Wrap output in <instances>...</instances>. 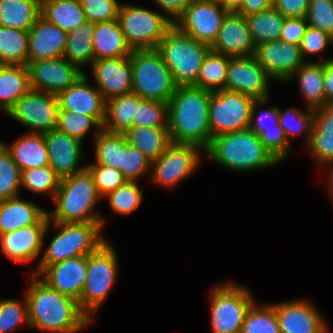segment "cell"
Returning a JSON list of instances; mask_svg holds the SVG:
<instances>
[{
  "instance_id": "cell-1",
  "label": "cell",
  "mask_w": 333,
  "mask_h": 333,
  "mask_svg": "<svg viewBox=\"0 0 333 333\" xmlns=\"http://www.w3.org/2000/svg\"><path fill=\"white\" fill-rule=\"evenodd\" d=\"M26 295L30 327L50 333H77L92 323L74 298L33 275Z\"/></svg>"
},
{
  "instance_id": "cell-2",
  "label": "cell",
  "mask_w": 333,
  "mask_h": 333,
  "mask_svg": "<svg viewBox=\"0 0 333 333\" xmlns=\"http://www.w3.org/2000/svg\"><path fill=\"white\" fill-rule=\"evenodd\" d=\"M212 91L193 85L177 86L168 103L171 143L195 144L204 150L212 136L209 102Z\"/></svg>"
},
{
  "instance_id": "cell-3",
  "label": "cell",
  "mask_w": 333,
  "mask_h": 333,
  "mask_svg": "<svg viewBox=\"0 0 333 333\" xmlns=\"http://www.w3.org/2000/svg\"><path fill=\"white\" fill-rule=\"evenodd\" d=\"M204 155L232 171L244 172L275 166L259 135L249 128L212 137Z\"/></svg>"
},
{
  "instance_id": "cell-4",
  "label": "cell",
  "mask_w": 333,
  "mask_h": 333,
  "mask_svg": "<svg viewBox=\"0 0 333 333\" xmlns=\"http://www.w3.org/2000/svg\"><path fill=\"white\" fill-rule=\"evenodd\" d=\"M100 198L87 168L62 178L53 198L55 210L47 212L49 222H101L103 227L105 219L94 210Z\"/></svg>"
},
{
  "instance_id": "cell-5",
  "label": "cell",
  "mask_w": 333,
  "mask_h": 333,
  "mask_svg": "<svg viewBox=\"0 0 333 333\" xmlns=\"http://www.w3.org/2000/svg\"><path fill=\"white\" fill-rule=\"evenodd\" d=\"M60 232L49 242L36 270L38 276L46 267L65 259L88 255L96 251L107 239L101 234V222H50Z\"/></svg>"
},
{
  "instance_id": "cell-6",
  "label": "cell",
  "mask_w": 333,
  "mask_h": 333,
  "mask_svg": "<svg viewBox=\"0 0 333 333\" xmlns=\"http://www.w3.org/2000/svg\"><path fill=\"white\" fill-rule=\"evenodd\" d=\"M156 50L171 71L177 86L194 85L203 60L211 50L206 43L182 33L175 25L166 33Z\"/></svg>"
},
{
  "instance_id": "cell-7",
  "label": "cell",
  "mask_w": 333,
  "mask_h": 333,
  "mask_svg": "<svg viewBox=\"0 0 333 333\" xmlns=\"http://www.w3.org/2000/svg\"><path fill=\"white\" fill-rule=\"evenodd\" d=\"M132 92L144 100L168 102L175 92L171 71L156 49L133 50Z\"/></svg>"
},
{
  "instance_id": "cell-8",
  "label": "cell",
  "mask_w": 333,
  "mask_h": 333,
  "mask_svg": "<svg viewBox=\"0 0 333 333\" xmlns=\"http://www.w3.org/2000/svg\"><path fill=\"white\" fill-rule=\"evenodd\" d=\"M118 270L117 253L108 241L87 255L88 273L79 305L90 319L108 297Z\"/></svg>"
},
{
  "instance_id": "cell-9",
  "label": "cell",
  "mask_w": 333,
  "mask_h": 333,
  "mask_svg": "<svg viewBox=\"0 0 333 333\" xmlns=\"http://www.w3.org/2000/svg\"><path fill=\"white\" fill-rule=\"evenodd\" d=\"M117 20L132 50L156 49L174 26L165 14L124 3Z\"/></svg>"
},
{
  "instance_id": "cell-10",
  "label": "cell",
  "mask_w": 333,
  "mask_h": 333,
  "mask_svg": "<svg viewBox=\"0 0 333 333\" xmlns=\"http://www.w3.org/2000/svg\"><path fill=\"white\" fill-rule=\"evenodd\" d=\"M255 302L244 286L233 282L218 285L210 293L212 333H241L245 315Z\"/></svg>"
},
{
  "instance_id": "cell-11",
  "label": "cell",
  "mask_w": 333,
  "mask_h": 333,
  "mask_svg": "<svg viewBox=\"0 0 333 333\" xmlns=\"http://www.w3.org/2000/svg\"><path fill=\"white\" fill-rule=\"evenodd\" d=\"M254 101L251 96L226 89L212 92L209 102L211 136L248 129Z\"/></svg>"
},
{
  "instance_id": "cell-12",
  "label": "cell",
  "mask_w": 333,
  "mask_h": 333,
  "mask_svg": "<svg viewBox=\"0 0 333 333\" xmlns=\"http://www.w3.org/2000/svg\"><path fill=\"white\" fill-rule=\"evenodd\" d=\"M58 112L57 95L30 89L6 114L28 127L30 133L43 134L57 129Z\"/></svg>"
},
{
  "instance_id": "cell-13",
  "label": "cell",
  "mask_w": 333,
  "mask_h": 333,
  "mask_svg": "<svg viewBox=\"0 0 333 333\" xmlns=\"http://www.w3.org/2000/svg\"><path fill=\"white\" fill-rule=\"evenodd\" d=\"M202 152L205 150L195 144L171 143L158 159L151 162L152 181L174 187L196 170Z\"/></svg>"
},
{
  "instance_id": "cell-14",
  "label": "cell",
  "mask_w": 333,
  "mask_h": 333,
  "mask_svg": "<svg viewBox=\"0 0 333 333\" xmlns=\"http://www.w3.org/2000/svg\"><path fill=\"white\" fill-rule=\"evenodd\" d=\"M228 12V9L214 0H191L174 25L182 33L210 46Z\"/></svg>"
},
{
  "instance_id": "cell-15",
  "label": "cell",
  "mask_w": 333,
  "mask_h": 333,
  "mask_svg": "<svg viewBox=\"0 0 333 333\" xmlns=\"http://www.w3.org/2000/svg\"><path fill=\"white\" fill-rule=\"evenodd\" d=\"M26 66L31 89L53 95L70 87L85 73L65 57L30 61Z\"/></svg>"
},
{
  "instance_id": "cell-16",
  "label": "cell",
  "mask_w": 333,
  "mask_h": 333,
  "mask_svg": "<svg viewBox=\"0 0 333 333\" xmlns=\"http://www.w3.org/2000/svg\"><path fill=\"white\" fill-rule=\"evenodd\" d=\"M271 80L254 55L230 57L226 90L243 93L255 100L266 99L269 98L268 90Z\"/></svg>"
},
{
  "instance_id": "cell-17",
  "label": "cell",
  "mask_w": 333,
  "mask_h": 333,
  "mask_svg": "<svg viewBox=\"0 0 333 333\" xmlns=\"http://www.w3.org/2000/svg\"><path fill=\"white\" fill-rule=\"evenodd\" d=\"M254 56L271 79L286 83L306 61L299 45L281 40L256 45Z\"/></svg>"
},
{
  "instance_id": "cell-18",
  "label": "cell",
  "mask_w": 333,
  "mask_h": 333,
  "mask_svg": "<svg viewBox=\"0 0 333 333\" xmlns=\"http://www.w3.org/2000/svg\"><path fill=\"white\" fill-rule=\"evenodd\" d=\"M51 223L46 213L36 224L0 235L2 252L14 263H30L40 253Z\"/></svg>"
},
{
  "instance_id": "cell-19",
  "label": "cell",
  "mask_w": 333,
  "mask_h": 333,
  "mask_svg": "<svg viewBox=\"0 0 333 333\" xmlns=\"http://www.w3.org/2000/svg\"><path fill=\"white\" fill-rule=\"evenodd\" d=\"M281 333H328V326L315 306L307 300L272 304Z\"/></svg>"
},
{
  "instance_id": "cell-20",
  "label": "cell",
  "mask_w": 333,
  "mask_h": 333,
  "mask_svg": "<svg viewBox=\"0 0 333 333\" xmlns=\"http://www.w3.org/2000/svg\"><path fill=\"white\" fill-rule=\"evenodd\" d=\"M47 145L49 166L62 179L78 173L86 168L80 166L79 161L84 160L83 142L66 133L54 129L43 133Z\"/></svg>"
},
{
  "instance_id": "cell-21",
  "label": "cell",
  "mask_w": 333,
  "mask_h": 333,
  "mask_svg": "<svg viewBox=\"0 0 333 333\" xmlns=\"http://www.w3.org/2000/svg\"><path fill=\"white\" fill-rule=\"evenodd\" d=\"M87 273V255H84L54 263L46 267L38 276L50 288L79 302Z\"/></svg>"
},
{
  "instance_id": "cell-22",
  "label": "cell",
  "mask_w": 333,
  "mask_h": 333,
  "mask_svg": "<svg viewBox=\"0 0 333 333\" xmlns=\"http://www.w3.org/2000/svg\"><path fill=\"white\" fill-rule=\"evenodd\" d=\"M255 47L246 17L236 11L227 13L215 41L210 45L212 51L229 57L252 56Z\"/></svg>"
},
{
  "instance_id": "cell-23",
  "label": "cell",
  "mask_w": 333,
  "mask_h": 333,
  "mask_svg": "<svg viewBox=\"0 0 333 333\" xmlns=\"http://www.w3.org/2000/svg\"><path fill=\"white\" fill-rule=\"evenodd\" d=\"M86 73L70 87L57 95L59 110H69L92 116L103 126L106 116V100L97 89L89 85Z\"/></svg>"
},
{
  "instance_id": "cell-24",
  "label": "cell",
  "mask_w": 333,
  "mask_h": 333,
  "mask_svg": "<svg viewBox=\"0 0 333 333\" xmlns=\"http://www.w3.org/2000/svg\"><path fill=\"white\" fill-rule=\"evenodd\" d=\"M97 89L105 100L132 92L130 56L99 59L91 65Z\"/></svg>"
},
{
  "instance_id": "cell-25",
  "label": "cell",
  "mask_w": 333,
  "mask_h": 333,
  "mask_svg": "<svg viewBox=\"0 0 333 333\" xmlns=\"http://www.w3.org/2000/svg\"><path fill=\"white\" fill-rule=\"evenodd\" d=\"M67 35L40 16L29 30L28 62L63 57Z\"/></svg>"
},
{
  "instance_id": "cell-26",
  "label": "cell",
  "mask_w": 333,
  "mask_h": 333,
  "mask_svg": "<svg viewBox=\"0 0 333 333\" xmlns=\"http://www.w3.org/2000/svg\"><path fill=\"white\" fill-rule=\"evenodd\" d=\"M306 147L316 165L333 168V104L314 109L313 126Z\"/></svg>"
},
{
  "instance_id": "cell-27",
  "label": "cell",
  "mask_w": 333,
  "mask_h": 333,
  "mask_svg": "<svg viewBox=\"0 0 333 333\" xmlns=\"http://www.w3.org/2000/svg\"><path fill=\"white\" fill-rule=\"evenodd\" d=\"M93 26L92 40L95 61L130 56L133 50L127 43L117 19L93 23Z\"/></svg>"
},
{
  "instance_id": "cell-28",
  "label": "cell",
  "mask_w": 333,
  "mask_h": 333,
  "mask_svg": "<svg viewBox=\"0 0 333 333\" xmlns=\"http://www.w3.org/2000/svg\"><path fill=\"white\" fill-rule=\"evenodd\" d=\"M47 211L18 196L0 201V235L36 224Z\"/></svg>"
},
{
  "instance_id": "cell-29",
  "label": "cell",
  "mask_w": 333,
  "mask_h": 333,
  "mask_svg": "<svg viewBox=\"0 0 333 333\" xmlns=\"http://www.w3.org/2000/svg\"><path fill=\"white\" fill-rule=\"evenodd\" d=\"M11 153L20 171L49 165L47 145L42 133H26L11 146L0 141Z\"/></svg>"
},
{
  "instance_id": "cell-30",
  "label": "cell",
  "mask_w": 333,
  "mask_h": 333,
  "mask_svg": "<svg viewBox=\"0 0 333 333\" xmlns=\"http://www.w3.org/2000/svg\"><path fill=\"white\" fill-rule=\"evenodd\" d=\"M40 15L67 33L87 22L80 0H41Z\"/></svg>"
},
{
  "instance_id": "cell-31",
  "label": "cell",
  "mask_w": 333,
  "mask_h": 333,
  "mask_svg": "<svg viewBox=\"0 0 333 333\" xmlns=\"http://www.w3.org/2000/svg\"><path fill=\"white\" fill-rule=\"evenodd\" d=\"M123 134L128 144L139 149L151 162L171 144L168 127L132 126Z\"/></svg>"
},
{
  "instance_id": "cell-32",
  "label": "cell",
  "mask_w": 333,
  "mask_h": 333,
  "mask_svg": "<svg viewBox=\"0 0 333 333\" xmlns=\"http://www.w3.org/2000/svg\"><path fill=\"white\" fill-rule=\"evenodd\" d=\"M29 72L25 65L1 64L0 108L5 113L29 90Z\"/></svg>"
},
{
  "instance_id": "cell-33",
  "label": "cell",
  "mask_w": 333,
  "mask_h": 333,
  "mask_svg": "<svg viewBox=\"0 0 333 333\" xmlns=\"http://www.w3.org/2000/svg\"><path fill=\"white\" fill-rule=\"evenodd\" d=\"M138 113V95L130 92L106 101V116L102 126L112 133H125L133 126Z\"/></svg>"
},
{
  "instance_id": "cell-34",
  "label": "cell",
  "mask_w": 333,
  "mask_h": 333,
  "mask_svg": "<svg viewBox=\"0 0 333 333\" xmlns=\"http://www.w3.org/2000/svg\"><path fill=\"white\" fill-rule=\"evenodd\" d=\"M294 77H298L300 92L308 104L307 108L317 109L326 105L323 61L305 62L287 82Z\"/></svg>"
},
{
  "instance_id": "cell-35",
  "label": "cell",
  "mask_w": 333,
  "mask_h": 333,
  "mask_svg": "<svg viewBox=\"0 0 333 333\" xmlns=\"http://www.w3.org/2000/svg\"><path fill=\"white\" fill-rule=\"evenodd\" d=\"M40 13L41 0H2L0 26L29 31Z\"/></svg>"
},
{
  "instance_id": "cell-36",
  "label": "cell",
  "mask_w": 333,
  "mask_h": 333,
  "mask_svg": "<svg viewBox=\"0 0 333 333\" xmlns=\"http://www.w3.org/2000/svg\"><path fill=\"white\" fill-rule=\"evenodd\" d=\"M93 23L87 21L80 27L70 31L67 35V42L63 57L76 65L81 71L83 66L95 61L93 50Z\"/></svg>"
},
{
  "instance_id": "cell-37",
  "label": "cell",
  "mask_w": 333,
  "mask_h": 333,
  "mask_svg": "<svg viewBox=\"0 0 333 333\" xmlns=\"http://www.w3.org/2000/svg\"><path fill=\"white\" fill-rule=\"evenodd\" d=\"M29 31L0 26V63L27 65Z\"/></svg>"
},
{
  "instance_id": "cell-38",
  "label": "cell",
  "mask_w": 333,
  "mask_h": 333,
  "mask_svg": "<svg viewBox=\"0 0 333 333\" xmlns=\"http://www.w3.org/2000/svg\"><path fill=\"white\" fill-rule=\"evenodd\" d=\"M253 43L279 40L286 17L275 8L246 17Z\"/></svg>"
},
{
  "instance_id": "cell-39",
  "label": "cell",
  "mask_w": 333,
  "mask_h": 333,
  "mask_svg": "<svg viewBox=\"0 0 333 333\" xmlns=\"http://www.w3.org/2000/svg\"><path fill=\"white\" fill-rule=\"evenodd\" d=\"M229 56L210 50L205 56L197 82L193 85L209 91L225 89Z\"/></svg>"
},
{
  "instance_id": "cell-40",
  "label": "cell",
  "mask_w": 333,
  "mask_h": 333,
  "mask_svg": "<svg viewBox=\"0 0 333 333\" xmlns=\"http://www.w3.org/2000/svg\"><path fill=\"white\" fill-rule=\"evenodd\" d=\"M95 133V156L97 164L123 167L124 159V134L112 133L104 128Z\"/></svg>"
},
{
  "instance_id": "cell-41",
  "label": "cell",
  "mask_w": 333,
  "mask_h": 333,
  "mask_svg": "<svg viewBox=\"0 0 333 333\" xmlns=\"http://www.w3.org/2000/svg\"><path fill=\"white\" fill-rule=\"evenodd\" d=\"M241 333H281L275 307L254 302L245 315Z\"/></svg>"
},
{
  "instance_id": "cell-42",
  "label": "cell",
  "mask_w": 333,
  "mask_h": 333,
  "mask_svg": "<svg viewBox=\"0 0 333 333\" xmlns=\"http://www.w3.org/2000/svg\"><path fill=\"white\" fill-rule=\"evenodd\" d=\"M60 181L61 178L49 165L21 171V186L37 194L49 192L52 199L60 186Z\"/></svg>"
},
{
  "instance_id": "cell-43",
  "label": "cell",
  "mask_w": 333,
  "mask_h": 333,
  "mask_svg": "<svg viewBox=\"0 0 333 333\" xmlns=\"http://www.w3.org/2000/svg\"><path fill=\"white\" fill-rule=\"evenodd\" d=\"M21 171L11 153L0 142V201L19 196Z\"/></svg>"
},
{
  "instance_id": "cell-44",
  "label": "cell",
  "mask_w": 333,
  "mask_h": 333,
  "mask_svg": "<svg viewBox=\"0 0 333 333\" xmlns=\"http://www.w3.org/2000/svg\"><path fill=\"white\" fill-rule=\"evenodd\" d=\"M143 192V188L139 187L137 181H126L105 197L109 198V206L115 213L127 215L139 207L143 200Z\"/></svg>"
},
{
  "instance_id": "cell-45",
  "label": "cell",
  "mask_w": 333,
  "mask_h": 333,
  "mask_svg": "<svg viewBox=\"0 0 333 333\" xmlns=\"http://www.w3.org/2000/svg\"><path fill=\"white\" fill-rule=\"evenodd\" d=\"M314 109L307 108V112H301L296 108H289L282 112L278 107V123L282 127L285 135L294 137L302 131L306 133V145L310 140L311 129L313 126Z\"/></svg>"
},
{
  "instance_id": "cell-46",
  "label": "cell",
  "mask_w": 333,
  "mask_h": 333,
  "mask_svg": "<svg viewBox=\"0 0 333 333\" xmlns=\"http://www.w3.org/2000/svg\"><path fill=\"white\" fill-rule=\"evenodd\" d=\"M91 127L100 130L102 126L92 117L69 110H59L57 129L83 142Z\"/></svg>"
},
{
  "instance_id": "cell-47",
  "label": "cell",
  "mask_w": 333,
  "mask_h": 333,
  "mask_svg": "<svg viewBox=\"0 0 333 333\" xmlns=\"http://www.w3.org/2000/svg\"><path fill=\"white\" fill-rule=\"evenodd\" d=\"M133 126L168 127V102L144 100L138 96V113Z\"/></svg>"
},
{
  "instance_id": "cell-48",
  "label": "cell",
  "mask_w": 333,
  "mask_h": 333,
  "mask_svg": "<svg viewBox=\"0 0 333 333\" xmlns=\"http://www.w3.org/2000/svg\"><path fill=\"white\" fill-rule=\"evenodd\" d=\"M24 299V302L16 299L0 301V333L11 332L23 324L30 326L26 297Z\"/></svg>"
},
{
  "instance_id": "cell-49",
  "label": "cell",
  "mask_w": 333,
  "mask_h": 333,
  "mask_svg": "<svg viewBox=\"0 0 333 333\" xmlns=\"http://www.w3.org/2000/svg\"><path fill=\"white\" fill-rule=\"evenodd\" d=\"M86 168L91 173L97 192L102 198L127 181L120 169L112 166L91 163L87 164Z\"/></svg>"
},
{
  "instance_id": "cell-50",
  "label": "cell",
  "mask_w": 333,
  "mask_h": 333,
  "mask_svg": "<svg viewBox=\"0 0 333 333\" xmlns=\"http://www.w3.org/2000/svg\"><path fill=\"white\" fill-rule=\"evenodd\" d=\"M151 161L137 148L130 146L124 136V159L120 171L127 181H137L150 171Z\"/></svg>"
},
{
  "instance_id": "cell-51",
  "label": "cell",
  "mask_w": 333,
  "mask_h": 333,
  "mask_svg": "<svg viewBox=\"0 0 333 333\" xmlns=\"http://www.w3.org/2000/svg\"><path fill=\"white\" fill-rule=\"evenodd\" d=\"M268 101L269 98L256 99L251 108L248 128L257 135L262 131L283 130L278 123V107L273 106L261 112L256 111L259 106L267 104Z\"/></svg>"
},
{
  "instance_id": "cell-52",
  "label": "cell",
  "mask_w": 333,
  "mask_h": 333,
  "mask_svg": "<svg viewBox=\"0 0 333 333\" xmlns=\"http://www.w3.org/2000/svg\"><path fill=\"white\" fill-rule=\"evenodd\" d=\"M306 19L310 26L333 37V0H309Z\"/></svg>"
},
{
  "instance_id": "cell-53",
  "label": "cell",
  "mask_w": 333,
  "mask_h": 333,
  "mask_svg": "<svg viewBox=\"0 0 333 333\" xmlns=\"http://www.w3.org/2000/svg\"><path fill=\"white\" fill-rule=\"evenodd\" d=\"M80 2L86 20L91 23L117 19L122 4L117 0H80Z\"/></svg>"
},
{
  "instance_id": "cell-54",
  "label": "cell",
  "mask_w": 333,
  "mask_h": 333,
  "mask_svg": "<svg viewBox=\"0 0 333 333\" xmlns=\"http://www.w3.org/2000/svg\"><path fill=\"white\" fill-rule=\"evenodd\" d=\"M259 139L277 163L288 157L290 140L287 139L283 130L262 131Z\"/></svg>"
},
{
  "instance_id": "cell-55",
  "label": "cell",
  "mask_w": 333,
  "mask_h": 333,
  "mask_svg": "<svg viewBox=\"0 0 333 333\" xmlns=\"http://www.w3.org/2000/svg\"><path fill=\"white\" fill-rule=\"evenodd\" d=\"M331 43L333 44V37L309 25L299 45L301 55L305 60L308 55L321 54Z\"/></svg>"
},
{
  "instance_id": "cell-56",
  "label": "cell",
  "mask_w": 333,
  "mask_h": 333,
  "mask_svg": "<svg viewBox=\"0 0 333 333\" xmlns=\"http://www.w3.org/2000/svg\"><path fill=\"white\" fill-rule=\"evenodd\" d=\"M309 23L306 17L286 18L279 40L294 45H300Z\"/></svg>"
},
{
  "instance_id": "cell-57",
  "label": "cell",
  "mask_w": 333,
  "mask_h": 333,
  "mask_svg": "<svg viewBox=\"0 0 333 333\" xmlns=\"http://www.w3.org/2000/svg\"><path fill=\"white\" fill-rule=\"evenodd\" d=\"M309 0H273V8L286 18L306 17Z\"/></svg>"
},
{
  "instance_id": "cell-58",
  "label": "cell",
  "mask_w": 333,
  "mask_h": 333,
  "mask_svg": "<svg viewBox=\"0 0 333 333\" xmlns=\"http://www.w3.org/2000/svg\"><path fill=\"white\" fill-rule=\"evenodd\" d=\"M172 23L184 14L191 0H155ZM170 15V16H169ZM169 16V17H168Z\"/></svg>"
},
{
  "instance_id": "cell-59",
  "label": "cell",
  "mask_w": 333,
  "mask_h": 333,
  "mask_svg": "<svg viewBox=\"0 0 333 333\" xmlns=\"http://www.w3.org/2000/svg\"><path fill=\"white\" fill-rule=\"evenodd\" d=\"M272 7L273 0H243L236 12L247 17L252 14L269 10Z\"/></svg>"
},
{
  "instance_id": "cell-60",
  "label": "cell",
  "mask_w": 333,
  "mask_h": 333,
  "mask_svg": "<svg viewBox=\"0 0 333 333\" xmlns=\"http://www.w3.org/2000/svg\"><path fill=\"white\" fill-rule=\"evenodd\" d=\"M323 61L324 93L326 105L333 104V58Z\"/></svg>"
},
{
  "instance_id": "cell-61",
  "label": "cell",
  "mask_w": 333,
  "mask_h": 333,
  "mask_svg": "<svg viewBox=\"0 0 333 333\" xmlns=\"http://www.w3.org/2000/svg\"><path fill=\"white\" fill-rule=\"evenodd\" d=\"M220 3L224 8L229 11H236L239 6L242 4L243 0H214Z\"/></svg>"
},
{
  "instance_id": "cell-62",
  "label": "cell",
  "mask_w": 333,
  "mask_h": 333,
  "mask_svg": "<svg viewBox=\"0 0 333 333\" xmlns=\"http://www.w3.org/2000/svg\"><path fill=\"white\" fill-rule=\"evenodd\" d=\"M328 176H327V182H328V188H329V191L331 192V197H333V168H331L329 171H328ZM333 199V198H332Z\"/></svg>"
}]
</instances>
